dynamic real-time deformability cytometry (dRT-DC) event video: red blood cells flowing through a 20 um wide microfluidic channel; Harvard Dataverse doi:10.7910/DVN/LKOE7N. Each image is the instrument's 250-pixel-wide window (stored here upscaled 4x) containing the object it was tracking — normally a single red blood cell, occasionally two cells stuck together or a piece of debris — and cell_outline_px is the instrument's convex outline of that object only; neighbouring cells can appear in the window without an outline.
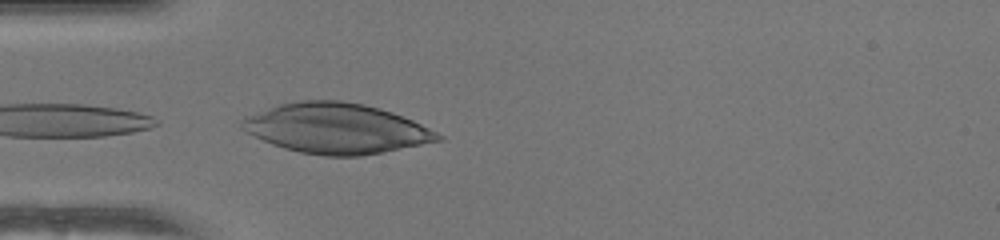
{"species": "human", "species_latin": "Homo sapiens", "temperature_condition": "warm", "stored_images_in_passage": 4, "camera_frame_rate_fps": 3000, "um_per_image_px": 0.085, "donor": {"sex": "female"}, "frame": {"image": 1, "passage_image": 4, "time_ms": 1.0, "image_size_px": [1000, 240], "cell_outline_px": [[444, 140], [360, 156], [324, 156], [300, 152], [284, 148], [272, 144], [240, 128], [240, 120], [244, 116], [280, 104], [300, 100], [340, 100], [364, 104], [380, 108], [392, 112], [412, 120], [444, 136]], "centroid_in_image_um": [28.57, 10.91], "position_along_channel_um": 56.4, "area_um2": 57.05}}